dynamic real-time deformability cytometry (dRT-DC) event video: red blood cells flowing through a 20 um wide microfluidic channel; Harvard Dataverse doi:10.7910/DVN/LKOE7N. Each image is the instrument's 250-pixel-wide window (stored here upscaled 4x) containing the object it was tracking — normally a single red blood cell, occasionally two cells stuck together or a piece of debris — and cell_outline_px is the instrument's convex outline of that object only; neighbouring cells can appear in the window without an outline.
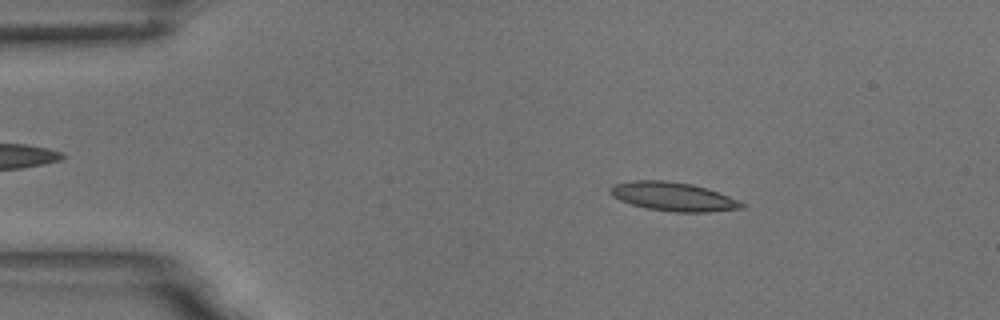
{"species": "common noctule bat (a hibernating species)", "species_latin": "Nyctalus noctula", "temperature_condition": "room temperature", "stored_images_in_passage": 54, "camera_frame_rate_fps": 3000, "um_per_image_px": 0.085, "animal": {"sex": "male", "body_mass_g": 18.8}, "frame": {"image": 1, "passage_image": 9, "time_ms": 2.667, "image_size_px": [1000, 320], "cell_outline_px": [[748, 204], [744, 208], [708, 212], [676, 212], [648, 208], [632, 204], [620, 200], [612, 196], [608, 192], [608, 188], [612, 184], [632, 180], [664, 180], [692, 184], [708, 188]], "centroid_in_image_um": [57.21, 16.7], "position_along_channel_um": 27.8, "area_um2": 22.2}}
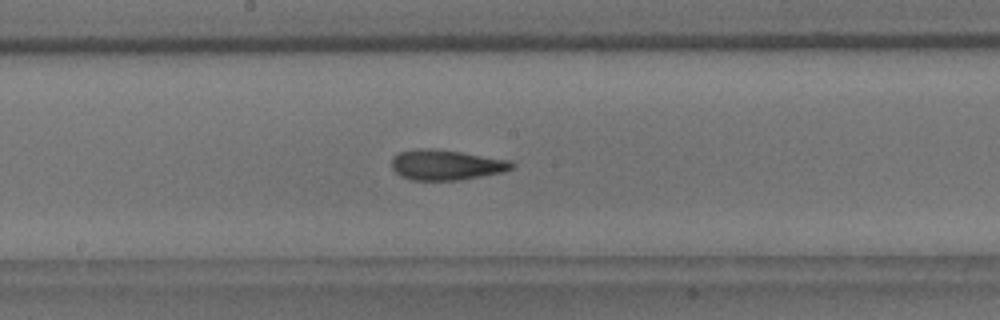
{"frame": {"image": 2, "passage_image": 29, "time_ms": 9.333, "image_size_px": [1000, 320], "cell_outline_px": [[516, 164], [512, 168], [500, 172], [460, 180], [412, 180], [400, 176], [392, 168], [392, 156], [400, 152], [416, 148], [432, 148], [460, 152], [512, 160]], "centroid_in_image_um": [37.9, 14.0], "position_along_channel_um": 210.3, "area_um2": 21.21}}
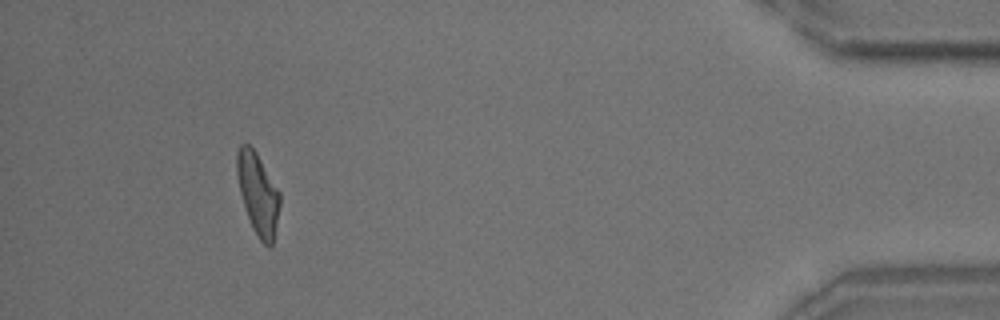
{"frame": {"image": 3, "passage_image": 51, "time_ms": 16.667, "image_size_px": [1000, 320], "cell_outline_px": [[280, 204], [272, 244], [268, 248], [260, 240], [252, 228], [240, 192], [236, 172], [236, 152], [240, 144], [248, 144], [256, 152], [280, 192]], "centroid_in_image_um": [21.91, 16.44], "position_along_channel_um": 413.3, "area_um2": 20.17}}